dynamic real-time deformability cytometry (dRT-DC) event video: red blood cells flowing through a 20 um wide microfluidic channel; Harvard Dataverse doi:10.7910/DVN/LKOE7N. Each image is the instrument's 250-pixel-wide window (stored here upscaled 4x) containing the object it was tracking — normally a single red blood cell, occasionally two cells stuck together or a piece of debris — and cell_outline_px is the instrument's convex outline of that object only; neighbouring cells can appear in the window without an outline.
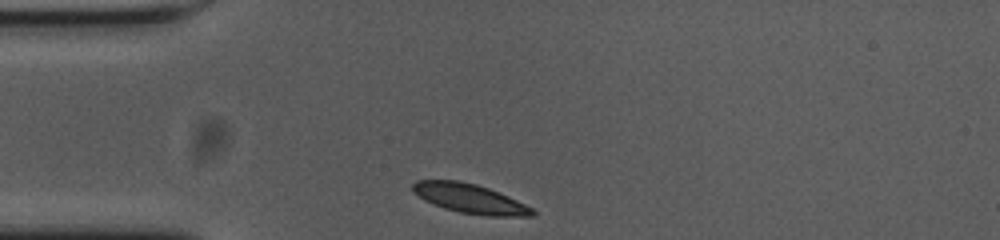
{"species": "common noctule bat (a hibernating species)", "species_latin": "Nyctalus noctula", "temperature_condition": "cold", "stored_images_in_passage": 31, "camera_frame_rate_fps": 3000, "um_per_image_px": 0.085, "animal": {"sex": "female", "body_mass_g": 23.0, "forearm_length_mm": 53.4}, "frame": {"image": 1, "passage_image": 1, "time_ms": 0.0, "image_size_px": [1000, 240], "cell_outline_px": [[536, 216], [484, 216], [460, 212], [444, 208], [432, 204], [424, 200], [412, 192], [412, 184], [416, 180], [460, 180], [476, 184], [488, 188], [508, 196], [532, 208], [536, 212]], "centroid_in_image_um": [39.91, 16.88], "position_along_channel_um": 45.1, "area_um2": 20.58}}
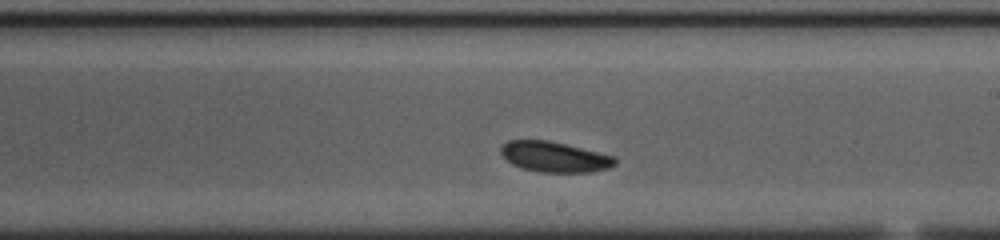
{"frame": {"image": 2, "passage_image": 19, "time_ms": 6.0, "image_size_px": [1000, 240], "cell_outline_px": [[616, 164], [612, 168], [588, 172], [540, 172], [524, 168], [512, 164], [500, 152], [500, 148], [508, 140], [548, 140], [616, 156]], "centroid_in_image_um": [47.18, 13.33], "position_along_channel_um": 241.8, "area_um2": 20.17}}
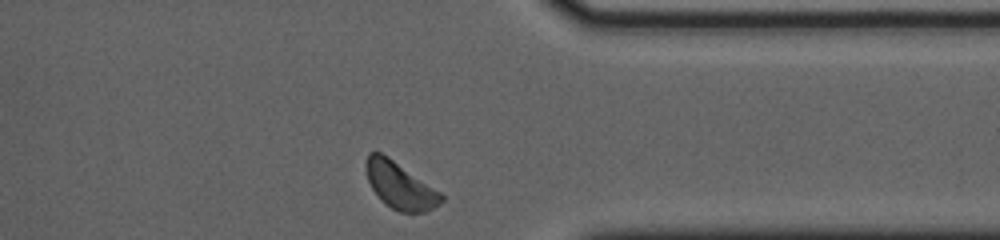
{"frame": {"image": 3, "passage_image": 31, "time_ms": 10.0, "image_size_px": [1000, 240], "cell_outline_px": [[444, 200], [440, 204], [424, 212], [400, 212], [392, 208], [380, 200], [372, 188], [368, 180], [364, 168], [364, 164], [368, 152], [380, 152], [388, 156], [440, 192], [444, 196]], "centroid_in_image_um": [33.96, 15.75], "position_along_channel_um": 377.4, "area_um2": 20.4}, "authors_computed_cell_mechanics": {"area_um2": 20.4612, "velocity_mm_per_s": 3.574, "shape_relaxation_time_tau1_ms": 1.4241, "shape_relaxation_time_tau2_ms": null, "deformation_change_tau1": 0.0943, "deformation_change_tau2": null}}